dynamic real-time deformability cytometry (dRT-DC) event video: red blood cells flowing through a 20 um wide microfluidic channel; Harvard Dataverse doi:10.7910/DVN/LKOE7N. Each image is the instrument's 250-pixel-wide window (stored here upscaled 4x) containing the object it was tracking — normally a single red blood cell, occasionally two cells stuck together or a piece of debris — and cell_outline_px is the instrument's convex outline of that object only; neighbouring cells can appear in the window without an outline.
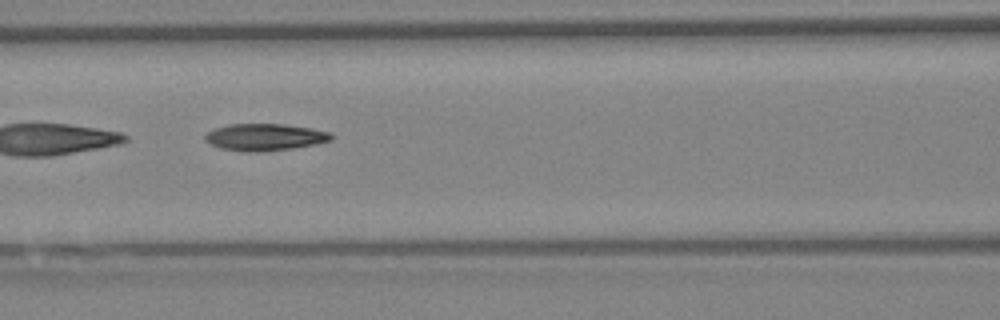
{"species": "Egyptian fruit bat (a non-hibernating species)", "species_latin": "Rousettus aegyptiacus", "temperature_condition": "warm", "stored_images_in_passage": 60, "segment_of_instrument_passage": [2, 2], "camera_frame_rate_fps": 3000, "um_per_image_px": 0.085, "animal": {"sex": "female"}, "frame": {"image": 1, "passage_image": 26, "time_ms": 8.333, "image_size_px": [1000, 320], "cell_outline_px": [[332, 140], [292, 148], [256, 152], [248, 152], [220, 148], [204, 140], [204, 136], [208, 132], [216, 128], [228, 124], [284, 124], [312, 128], [332, 132]], "centroid_in_image_um": [22.51, 11.64], "position_along_channel_um": 144.1, "area_um2": 19.65}}
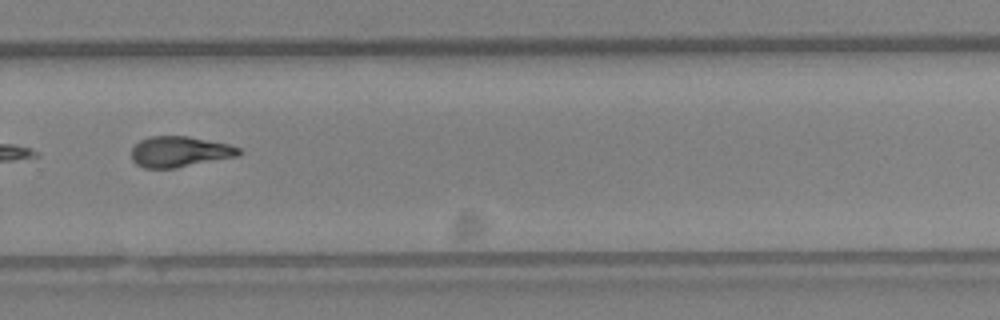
{"frame": {"image": 2, "passage_image": 41, "time_ms": 13.333, "image_size_px": [1000, 320], "cell_outline_px": [[244, 152], [236, 156], [176, 168], [144, 168], [136, 164], [132, 160], [132, 148], [140, 140], [148, 136], [188, 136], [228, 144], [240, 148]], "centroid_in_image_um": [15.26, 12.89], "position_along_channel_um": 314.5, "area_um2": 19.19}}
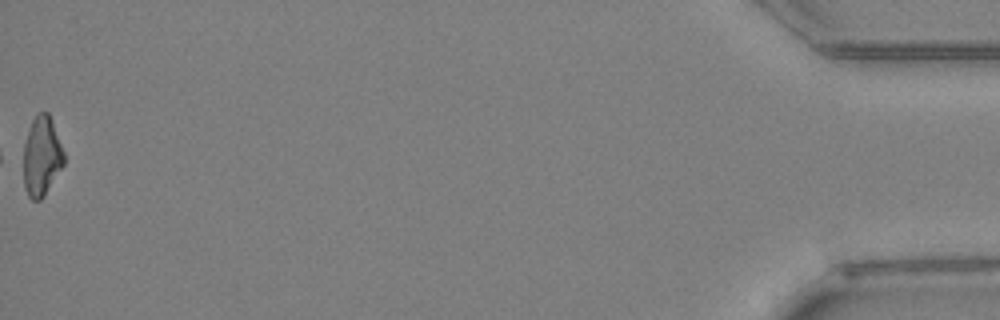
{"frame": {"image": 3, "passage_image": 60, "time_ms": 19.667, "image_size_px": [1000, 320], "cell_outline_px": [[64, 164], [44, 196], [40, 200], [32, 200], [28, 196], [24, 184], [24, 144], [32, 120], [36, 112], [48, 112], [52, 120], [64, 152]], "centroid_in_image_um": [3.55, 13.27], "position_along_channel_um": 431.7, "area_um2": 18.67}}